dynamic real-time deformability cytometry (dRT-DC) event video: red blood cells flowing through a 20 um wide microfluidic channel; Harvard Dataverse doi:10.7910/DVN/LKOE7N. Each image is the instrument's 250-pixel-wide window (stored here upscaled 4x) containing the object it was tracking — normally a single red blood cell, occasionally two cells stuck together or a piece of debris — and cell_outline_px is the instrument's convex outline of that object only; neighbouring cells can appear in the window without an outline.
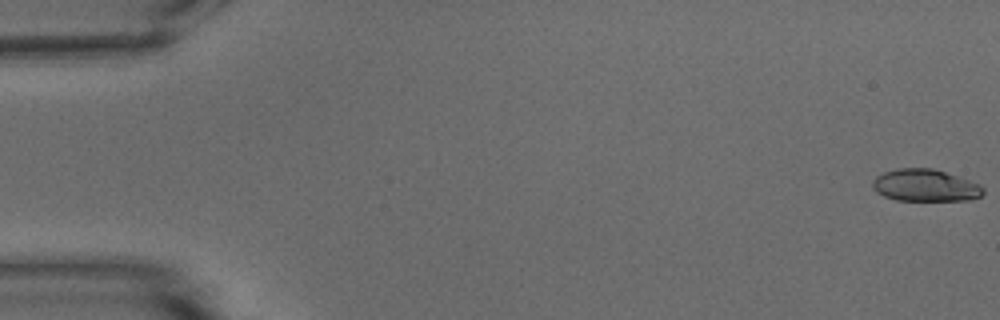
{"species": "common noctule bat (a hibernating species)", "species_latin": "Nyctalus noctula", "temperature_condition": "warm", "stored_images_in_passage": 54, "camera_frame_rate_fps": 3000, "um_per_image_px": 0.085, "animal": {"sex": "male", "body_mass_g": 15.6}, "frame": {"image": 1, "passage_image": 1, "time_ms": 0.0, "image_size_px": [1000, 320], "cell_outline_px": [[984, 192], [980, 196], [968, 200], [896, 200], [884, 196], [876, 192], [872, 188], [872, 180], [876, 176], [884, 172], [900, 168], [932, 168], [980, 184], [984, 188]], "centroid_in_image_um": [78.61, 15.76], "position_along_channel_um": 6.4, "area_um2": 20.58}}
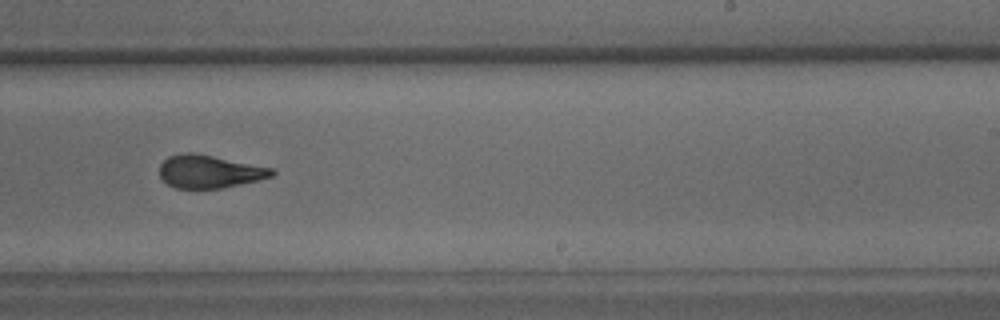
{"frame": {"image": 2, "passage_image": 34, "time_ms": 11.0, "image_size_px": [1000, 320], "cell_outline_px": [[276, 172], [272, 176], [260, 180], [220, 188], [176, 188], [168, 184], [160, 176], [160, 164], [168, 156], [184, 152], [192, 152], [272, 168]], "centroid_in_image_um": [17.78, 14.58], "position_along_channel_um": 271.2, "area_um2": 21.33}}
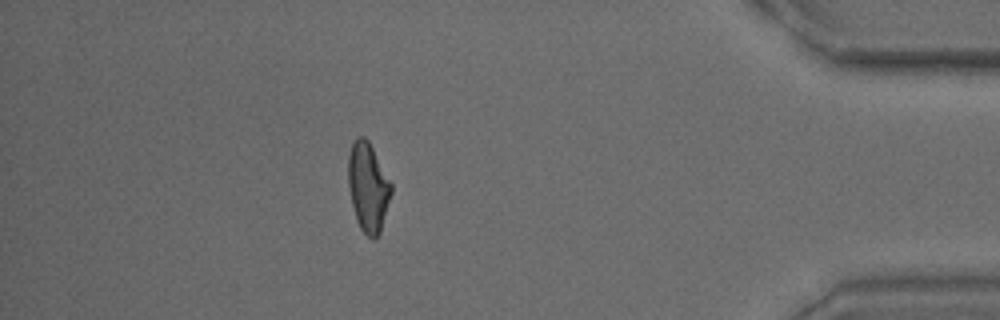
{"frame": {"image": 3, "passage_image": 48, "time_ms": 15.667, "image_size_px": [1000, 320], "cell_outline_px": [[392, 192], [380, 232], [372, 240], [360, 228], [356, 220], [352, 204], [348, 184], [348, 156], [352, 144], [356, 136], [364, 136], [368, 140], [392, 184]], "centroid_in_image_um": [31.28, 15.89], "position_along_channel_um": 403.9, "area_um2": 22.2}}